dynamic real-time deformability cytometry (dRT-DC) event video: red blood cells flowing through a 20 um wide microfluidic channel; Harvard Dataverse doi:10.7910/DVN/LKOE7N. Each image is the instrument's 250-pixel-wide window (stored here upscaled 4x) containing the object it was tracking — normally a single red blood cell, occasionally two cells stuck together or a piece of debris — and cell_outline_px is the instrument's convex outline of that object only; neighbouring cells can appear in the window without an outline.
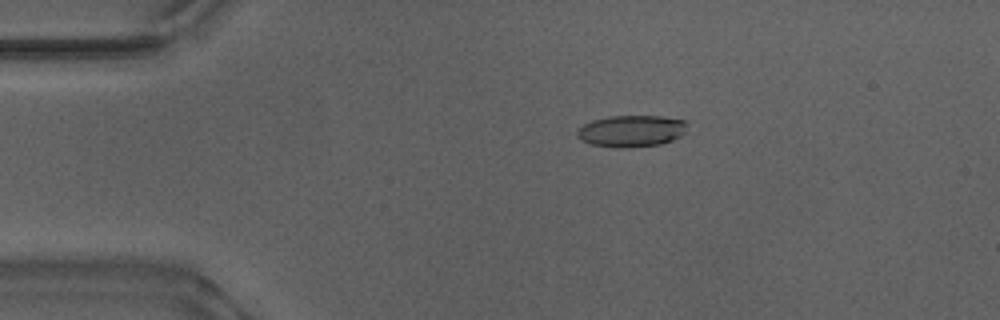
{"species": "Egyptian fruit bat (a non-hibernating species)", "species_latin": "Rousettus aegyptiacus", "temperature_condition": "warm", "stored_images_in_passage": 51, "camera_frame_rate_fps": 3000, "um_per_image_px": 0.085, "animal": {"sex": "male"}, "frame": {"image": 1, "passage_image": 8, "time_ms": 2.333, "image_size_px": [1000, 320], "cell_outline_px": [[688, 124], [684, 132], [680, 136], [672, 140], [660, 144], [628, 148], [592, 144], [580, 140], [576, 136], [576, 132], [584, 124], [592, 120], [608, 116], [660, 116], [684, 120]], "centroid_in_image_um": [53.66, 11.13], "position_along_channel_um": 31.3, "area_um2": 20.23}}
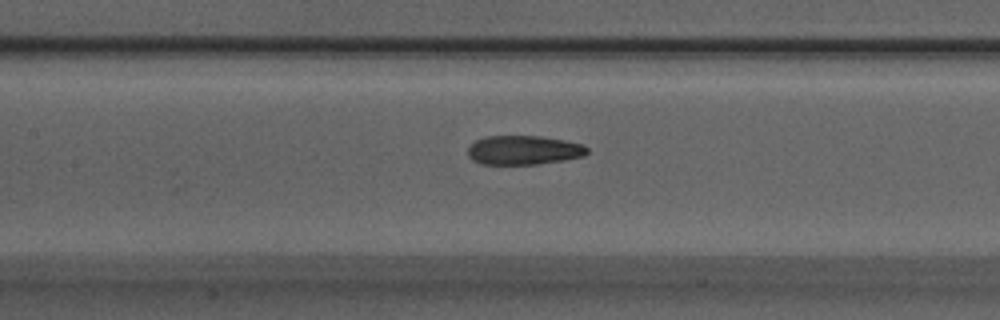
{"frame": {"image": 2, "passage_image": 22, "time_ms": 7.0, "image_size_px": [1000, 320], "cell_outline_px": [[588, 152], [584, 156], [564, 160], [536, 164], [480, 164], [472, 160], [468, 156], [468, 148], [476, 140], [484, 136], [540, 136], [564, 140], [580, 144], [588, 148]], "centroid_in_image_um": [44.49, 12.76], "position_along_channel_um": 162.9, "area_um2": 20.23}}
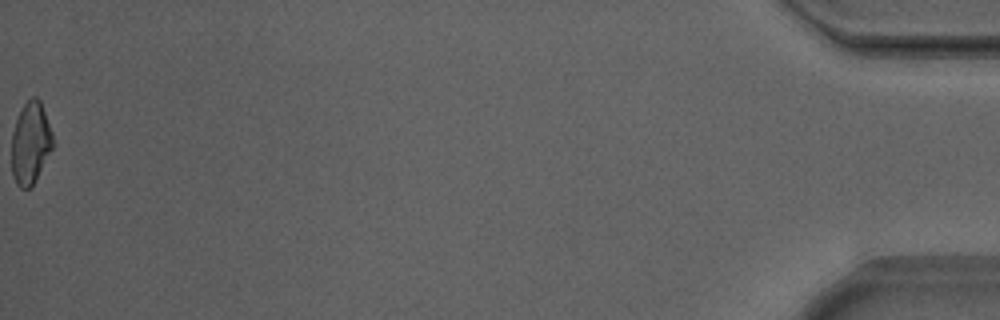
{"frame": {"image": 3, "passage_image": 51, "time_ms": 16.667, "image_size_px": [1000, 320], "cell_outline_px": [[52, 148], [36, 180], [28, 188], [20, 188], [16, 184], [12, 176], [12, 132], [20, 108], [32, 96], [36, 96], [40, 100], [52, 132]], "centroid_in_image_um": [2.57, 12.15], "position_along_channel_um": 432.6, "area_um2": 19.59}, "authors_computed_cell_mechanics": {"area_um2": 20.5768, "velocity_mm_per_s": 3.8997, "shape_relaxation_time_tau1_ms": 6.7494, "shape_relaxation_time_tau2_ms": 1.8888, "deformation_change_tau1": 0.1993, "deformation_change_tau2": 0.0896}}